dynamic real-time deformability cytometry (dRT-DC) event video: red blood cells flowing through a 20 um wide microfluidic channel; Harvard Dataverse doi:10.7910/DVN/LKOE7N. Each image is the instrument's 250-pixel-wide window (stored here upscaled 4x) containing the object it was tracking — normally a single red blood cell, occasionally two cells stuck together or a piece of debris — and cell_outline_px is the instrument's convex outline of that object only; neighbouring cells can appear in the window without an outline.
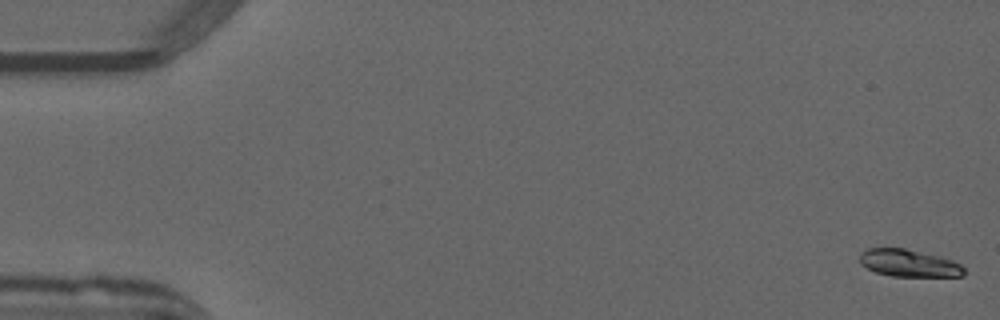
{"species": "common noctule bat (a hibernating species)", "species_latin": "Nyctalus noctula", "temperature_condition": "warm", "stored_images_in_passage": 51, "camera_frame_rate_fps": 3000, "um_per_image_px": 0.085, "animal": {"sex": "male", "forearm_length_mm": 52.5}, "frame": {"image": 1, "passage_image": 1, "time_ms": 0.0, "image_size_px": [1000, 320], "cell_outline_px": [[964, 276], [892, 276], [876, 272], [860, 264], [860, 252], [868, 248], [904, 248], [940, 256], [952, 260], [960, 264], [964, 268]], "centroid_in_image_um": [77.24, 22.36], "position_along_channel_um": 7.8, "area_um2": 16.53}}
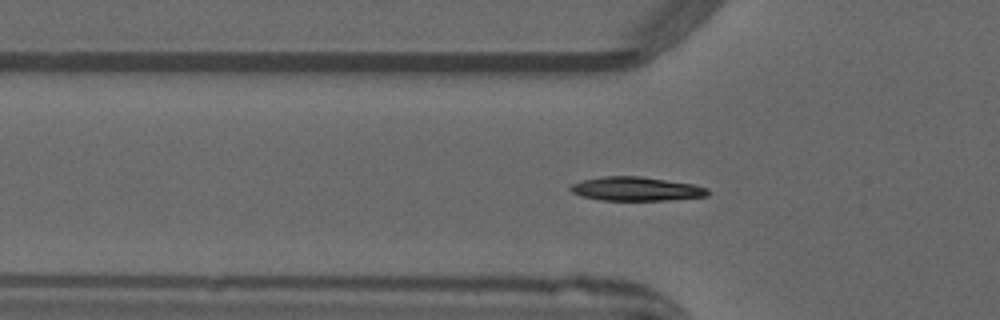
{"frame": {"image": 2, "passage_image": 17, "time_ms": 5.333, "image_size_px": [1000, 320], "cell_outline_px": [[708, 196], [668, 200], [600, 200], [580, 196], [572, 192], [568, 188], [572, 184], [580, 180], [600, 176], [640, 176], [696, 184], [708, 188]], "centroid_in_image_um": [54.05, 16.05], "position_along_channel_um": 71.7, "area_um2": 19.36}}
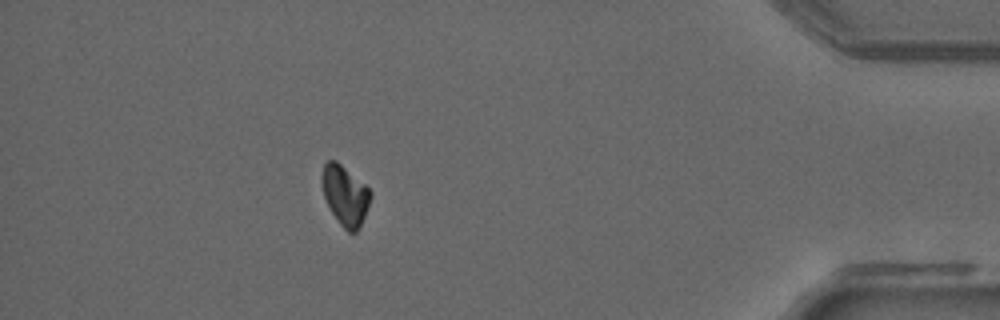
{"frame": {"image": 3, "passage_image": 46, "time_ms": 15.0, "image_size_px": [1000, 320], "cell_outline_px": [[372, 196], [364, 216], [356, 232], [348, 232], [340, 224], [332, 212], [324, 196], [320, 180], [320, 176], [324, 164], [328, 160], [336, 160], [364, 184], [372, 192]], "centroid_in_image_um": [29.31, 16.57], "position_along_channel_um": 405.9, "area_um2": 16.76}, "authors_computed_cell_mechanics": {"area_um2": 17.9758, "velocity_mm_per_s": 3.9821, "shape_relaxation_time_tau1_ms": 4.2529, "shape_relaxation_time_tau2_ms": null, "deformation_change_tau1": 0.1363, "deformation_change_tau2": null}}